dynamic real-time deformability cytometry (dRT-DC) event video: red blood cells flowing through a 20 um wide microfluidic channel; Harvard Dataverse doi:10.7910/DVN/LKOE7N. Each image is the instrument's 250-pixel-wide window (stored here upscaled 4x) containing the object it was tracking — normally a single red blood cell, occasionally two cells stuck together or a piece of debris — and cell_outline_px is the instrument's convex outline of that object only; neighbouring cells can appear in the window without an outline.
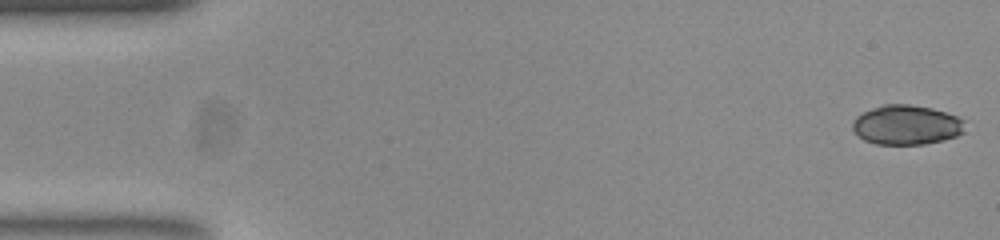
{"species": "common noctule bat (a hibernating species)", "species_latin": "Nyctalus noctula", "temperature_condition": "room temperature", "stored_images_in_passage": 52, "camera_frame_rate_fps": 3000, "um_per_image_px": 0.085, "animal": {"sex": "female", "body_mass_g": 23.0, "forearm_length_mm": 53.4}, "frame": {"image": 1, "passage_image": 1, "time_ms": 0.0, "image_size_px": [1000, 240], "cell_outline_px": [[968, 120], [964, 132], [956, 136], [944, 140], [924, 144], [876, 144], [864, 140], [852, 128], [852, 120], [856, 116], [872, 108], [884, 104], [908, 104], [932, 108]], "centroid_in_image_um": [77.09, 10.61], "position_along_channel_um": 7.9, "area_um2": 26.13}}